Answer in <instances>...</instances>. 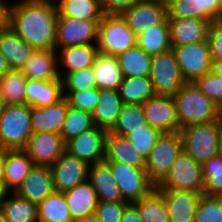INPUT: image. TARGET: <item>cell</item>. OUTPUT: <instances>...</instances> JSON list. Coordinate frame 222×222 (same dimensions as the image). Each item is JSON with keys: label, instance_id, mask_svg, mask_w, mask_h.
Instances as JSON below:
<instances>
[{"label": "cell", "instance_id": "1", "mask_svg": "<svg viewBox=\"0 0 222 222\" xmlns=\"http://www.w3.org/2000/svg\"><path fill=\"white\" fill-rule=\"evenodd\" d=\"M58 9L55 0H16L10 28L36 50H56Z\"/></svg>", "mask_w": 222, "mask_h": 222}, {"label": "cell", "instance_id": "2", "mask_svg": "<svg viewBox=\"0 0 222 222\" xmlns=\"http://www.w3.org/2000/svg\"><path fill=\"white\" fill-rule=\"evenodd\" d=\"M179 128L217 121L222 111L202 93L194 82H186L173 96Z\"/></svg>", "mask_w": 222, "mask_h": 222}, {"label": "cell", "instance_id": "3", "mask_svg": "<svg viewBox=\"0 0 222 222\" xmlns=\"http://www.w3.org/2000/svg\"><path fill=\"white\" fill-rule=\"evenodd\" d=\"M32 133L31 106L7 105L0 117V148L23 150Z\"/></svg>", "mask_w": 222, "mask_h": 222}, {"label": "cell", "instance_id": "4", "mask_svg": "<svg viewBox=\"0 0 222 222\" xmlns=\"http://www.w3.org/2000/svg\"><path fill=\"white\" fill-rule=\"evenodd\" d=\"M221 117L207 124H193L179 130L182 147L197 163L219 155Z\"/></svg>", "mask_w": 222, "mask_h": 222}, {"label": "cell", "instance_id": "5", "mask_svg": "<svg viewBox=\"0 0 222 222\" xmlns=\"http://www.w3.org/2000/svg\"><path fill=\"white\" fill-rule=\"evenodd\" d=\"M183 149L179 131L162 133L146 159L145 170L157 187L168 175L173 162Z\"/></svg>", "mask_w": 222, "mask_h": 222}, {"label": "cell", "instance_id": "6", "mask_svg": "<svg viewBox=\"0 0 222 222\" xmlns=\"http://www.w3.org/2000/svg\"><path fill=\"white\" fill-rule=\"evenodd\" d=\"M96 45L99 53L116 56L137 45V36L120 14L104 15L99 23Z\"/></svg>", "mask_w": 222, "mask_h": 222}, {"label": "cell", "instance_id": "7", "mask_svg": "<svg viewBox=\"0 0 222 222\" xmlns=\"http://www.w3.org/2000/svg\"><path fill=\"white\" fill-rule=\"evenodd\" d=\"M156 189L186 190L203 193L204 178L202 165L197 163L185 150H181L167 177Z\"/></svg>", "mask_w": 222, "mask_h": 222}, {"label": "cell", "instance_id": "8", "mask_svg": "<svg viewBox=\"0 0 222 222\" xmlns=\"http://www.w3.org/2000/svg\"><path fill=\"white\" fill-rule=\"evenodd\" d=\"M151 63L149 78L156 95L173 96L186 83L172 48L152 56Z\"/></svg>", "mask_w": 222, "mask_h": 222}, {"label": "cell", "instance_id": "9", "mask_svg": "<svg viewBox=\"0 0 222 222\" xmlns=\"http://www.w3.org/2000/svg\"><path fill=\"white\" fill-rule=\"evenodd\" d=\"M106 162L125 201L133 203L149 195L156 188L145 169L117 161Z\"/></svg>", "mask_w": 222, "mask_h": 222}, {"label": "cell", "instance_id": "10", "mask_svg": "<svg viewBox=\"0 0 222 222\" xmlns=\"http://www.w3.org/2000/svg\"><path fill=\"white\" fill-rule=\"evenodd\" d=\"M100 21L58 17L56 51L71 46L96 45Z\"/></svg>", "mask_w": 222, "mask_h": 222}, {"label": "cell", "instance_id": "11", "mask_svg": "<svg viewBox=\"0 0 222 222\" xmlns=\"http://www.w3.org/2000/svg\"><path fill=\"white\" fill-rule=\"evenodd\" d=\"M171 47L186 82H194L211 71L212 60L207 41Z\"/></svg>", "mask_w": 222, "mask_h": 222}, {"label": "cell", "instance_id": "12", "mask_svg": "<svg viewBox=\"0 0 222 222\" xmlns=\"http://www.w3.org/2000/svg\"><path fill=\"white\" fill-rule=\"evenodd\" d=\"M120 15L129 29L138 36L146 29L161 24L168 17L167 3L159 0H141Z\"/></svg>", "mask_w": 222, "mask_h": 222}, {"label": "cell", "instance_id": "13", "mask_svg": "<svg viewBox=\"0 0 222 222\" xmlns=\"http://www.w3.org/2000/svg\"><path fill=\"white\" fill-rule=\"evenodd\" d=\"M145 121L161 133L179 131L176 105L172 96L155 95L142 104Z\"/></svg>", "mask_w": 222, "mask_h": 222}, {"label": "cell", "instance_id": "14", "mask_svg": "<svg viewBox=\"0 0 222 222\" xmlns=\"http://www.w3.org/2000/svg\"><path fill=\"white\" fill-rule=\"evenodd\" d=\"M89 167L88 163L65 150L50 166L54 190L63 193L88 180Z\"/></svg>", "mask_w": 222, "mask_h": 222}, {"label": "cell", "instance_id": "15", "mask_svg": "<svg viewBox=\"0 0 222 222\" xmlns=\"http://www.w3.org/2000/svg\"><path fill=\"white\" fill-rule=\"evenodd\" d=\"M107 133L95 126L68 141L65 150L89 165L104 161Z\"/></svg>", "mask_w": 222, "mask_h": 222}, {"label": "cell", "instance_id": "16", "mask_svg": "<svg viewBox=\"0 0 222 222\" xmlns=\"http://www.w3.org/2000/svg\"><path fill=\"white\" fill-rule=\"evenodd\" d=\"M23 151L34 165L51 166L65 151V143L58 133L33 132Z\"/></svg>", "mask_w": 222, "mask_h": 222}, {"label": "cell", "instance_id": "17", "mask_svg": "<svg viewBox=\"0 0 222 222\" xmlns=\"http://www.w3.org/2000/svg\"><path fill=\"white\" fill-rule=\"evenodd\" d=\"M54 191L50 166L34 165L14 192L39 204Z\"/></svg>", "mask_w": 222, "mask_h": 222}, {"label": "cell", "instance_id": "18", "mask_svg": "<svg viewBox=\"0 0 222 222\" xmlns=\"http://www.w3.org/2000/svg\"><path fill=\"white\" fill-rule=\"evenodd\" d=\"M166 202L170 222H194L196 208L203 193L157 189Z\"/></svg>", "mask_w": 222, "mask_h": 222}, {"label": "cell", "instance_id": "19", "mask_svg": "<svg viewBox=\"0 0 222 222\" xmlns=\"http://www.w3.org/2000/svg\"><path fill=\"white\" fill-rule=\"evenodd\" d=\"M171 46L207 41L210 22L199 18H167Z\"/></svg>", "mask_w": 222, "mask_h": 222}, {"label": "cell", "instance_id": "20", "mask_svg": "<svg viewBox=\"0 0 222 222\" xmlns=\"http://www.w3.org/2000/svg\"><path fill=\"white\" fill-rule=\"evenodd\" d=\"M35 50L10 27L0 29V53L11 70H21Z\"/></svg>", "mask_w": 222, "mask_h": 222}, {"label": "cell", "instance_id": "21", "mask_svg": "<svg viewBox=\"0 0 222 222\" xmlns=\"http://www.w3.org/2000/svg\"><path fill=\"white\" fill-rule=\"evenodd\" d=\"M20 71L30 80H61L58 52L56 50H35Z\"/></svg>", "mask_w": 222, "mask_h": 222}, {"label": "cell", "instance_id": "22", "mask_svg": "<svg viewBox=\"0 0 222 222\" xmlns=\"http://www.w3.org/2000/svg\"><path fill=\"white\" fill-rule=\"evenodd\" d=\"M222 0H169L167 18H199L214 22Z\"/></svg>", "mask_w": 222, "mask_h": 222}, {"label": "cell", "instance_id": "23", "mask_svg": "<svg viewBox=\"0 0 222 222\" xmlns=\"http://www.w3.org/2000/svg\"><path fill=\"white\" fill-rule=\"evenodd\" d=\"M68 107L69 105L65 97L55 104L43 107H31V125L33 132L60 134Z\"/></svg>", "mask_w": 222, "mask_h": 222}, {"label": "cell", "instance_id": "24", "mask_svg": "<svg viewBox=\"0 0 222 222\" xmlns=\"http://www.w3.org/2000/svg\"><path fill=\"white\" fill-rule=\"evenodd\" d=\"M63 194L73 220L95 214L98 197L89 180L79 183Z\"/></svg>", "mask_w": 222, "mask_h": 222}, {"label": "cell", "instance_id": "25", "mask_svg": "<svg viewBox=\"0 0 222 222\" xmlns=\"http://www.w3.org/2000/svg\"><path fill=\"white\" fill-rule=\"evenodd\" d=\"M58 52L59 74H65L92 67L98 55L97 45H79L61 48Z\"/></svg>", "mask_w": 222, "mask_h": 222}, {"label": "cell", "instance_id": "26", "mask_svg": "<svg viewBox=\"0 0 222 222\" xmlns=\"http://www.w3.org/2000/svg\"><path fill=\"white\" fill-rule=\"evenodd\" d=\"M88 180L96 190L98 201L127 202L123 199L105 160L90 165Z\"/></svg>", "mask_w": 222, "mask_h": 222}, {"label": "cell", "instance_id": "27", "mask_svg": "<svg viewBox=\"0 0 222 222\" xmlns=\"http://www.w3.org/2000/svg\"><path fill=\"white\" fill-rule=\"evenodd\" d=\"M25 90V104L31 107L55 104L64 97L61 80L42 81L27 79Z\"/></svg>", "mask_w": 222, "mask_h": 222}, {"label": "cell", "instance_id": "28", "mask_svg": "<svg viewBox=\"0 0 222 222\" xmlns=\"http://www.w3.org/2000/svg\"><path fill=\"white\" fill-rule=\"evenodd\" d=\"M105 161H117L145 169L146 159L131 145L126 137L108 132L106 135Z\"/></svg>", "mask_w": 222, "mask_h": 222}, {"label": "cell", "instance_id": "29", "mask_svg": "<svg viewBox=\"0 0 222 222\" xmlns=\"http://www.w3.org/2000/svg\"><path fill=\"white\" fill-rule=\"evenodd\" d=\"M123 105L118 90L100 89L99 102L92 112L95 126L109 132L114 127Z\"/></svg>", "mask_w": 222, "mask_h": 222}, {"label": "cell", "instance_id": "30", "mask_svg": "<svg viewBox=\"0 0 222 222\" xmlns=\"http://www.w3.org/2000/svg\"><path fill=\"white\" fill-rule=\"evenodd\" d=\"M96 87L106 90H118L124 77L115 56L98 53L92 66Z\"/></svg>", "mask_w": 222, "mask_h": 222}, {"label": "cell", "instance_id": "31", "mask_svg": "<svg viewBox=\"0 0 222 222\" xmlns=\"http://www.w3.org/2000/svg\"><path fill=\"white\" fill-rule=\"evenodd\" d=\"M34 166L23 150H5L4 178L7 187L14 192Z\"/></svg>", "mask_w": 222, "mask_h": 222}, {"label": "cell", "instance_id": "32", "mask_svg": "<svg viewBox=\"0 0 222 222\" xmlns=\"http://www.w3.org/2000/svg\"><path fill=\"white\" fill-rule=\"evenodd\" d=\"M115 57L124 78L149 77L152 56L147 54L138 45L117 54Z\"/></svg>", "mask_w": 222, "mask_h": 222}, {"label": "cell", "instance_id": "33", "mask_svg": "<svg viewBox=\"0 0 222 222\" xmlns=\"http://www.w3.org/2000/svg\"><path fill=\"white\" fill-rule=\"evenodd\" d=\"M13 195V196H12ZM6 222H38V204L11 192L1 206Z\"/></svg>", "mask_w": 222, "mask_h": 222}, {"label": "cell", "instance_id": "34", "mask_svg": "<svg viewBox=\"0 0 222 222\" xmlns=\"http://www.w3.org/2000/svg\"><path fill=\"white\" fill-rule=\"evenodd\" d=\"M58 17L101 20L104 16L99 0H55Z\"/></svg>", "mask_w": 222, "mask_h": 222}, {"label": "cell", "instance_id": "35", "mask_svg": "<svg viewBox=\"0 0 222 222\" xmlns=\"http://www.w3.org/2000/svg\"><path fill=\"white\" fill-rule=\"evenodd\" d=\"M137 45L150 56L170 50V34L168 19L161 24L146 29L137 36Z\"/></svg>", "mask_w": 222, "mask_h": 222}, {"label": "cell", "instance_id": "36", "mask_svg": "<svg viewBox=\"0 0 222 222\" xmlns=\"http://www.w3.org/2000/svg\"><path fill=\"white\" fill-rule=\"evenodd\" d=\"M118 91L124 104H142L156 95L149 77L124 78Z\"/></svg>", "mask_w": 222, "mask_h": 222}, {"label": "cell", "instance_id": "37", "mask_svg": "<svg viewBox=\"0 0 222 222\" xmlns=\"http://www.w3.org/2000/svg\"><path fill=\"white\" fill-rule=\"evenodd\" d=\"M62 192L54 191L38 204V222H72Z\"/></svg>", "mask_w": 222, "mask_h": 222}, {"label": "cell", "instance_id": "38", "mask_svg": "<svg viewBox=\"0 0 222 222\" xmlns=\"http://www.w3.org/2000/svg\"><path fill=\"white\" fill-rule=\"evenodd\" d=\"M133 204L138 208L143 222H170L166 202L156 188Z\"/></svg>", "mask_w": 222, "mask_h": 222}, {"label": "cell", "instance_id": "39", "mask_svg": "<svg viewBox=\"0 0 222 222\" xmlns=\"http://www.w3.org/2000/svg\"><path fill=\"white\" fill-rule=\"evenodd\" d=\"M146 124L141 104H124L114 127L109 132L125 137Z\"/></svg>", "mask_w": 222, "mask_h": 222}, {"label": "cell", "instance_id": "40", "mask_svg": "<svg viewBox=\"0 0 222 222\" xmlns=\"http://www.w3.org/2000/svg\"><path fill=\"white\" fill-rule=\"evenodd\" d=\"M26 82L20 70H10L0 78V95L7 105L25 104Z\"/></svg>", "mask_w": 222, "mask_h": 222}, {"label": "cell", "instance_id": "41", "mask_svg": "<svg viewBox=\"0 0 222 222\" xmlns=\"http://www.w3.org/2000/svg\"><path fill=\"white\" fill-rule=\"evenodd\" d=\"M93 127H95V124L92 113L69 106L60 135L63 142L66 144L81 132Z\"/></svg>", "mask_w": 222, "mask_h": 222}, {"label": "cell", "instance_id": "42", "mask_svg": "<svg viewBox=\"0 0 222 222\" xmlns=\"http://www.w3.org/2000/svg\"><path fill=\"white\" fill-rule=\"evenodd\" d=\"M203 194L217 196L222 192V155L211 157L202 164Z\"/></svg>", "mask_w": 222, "mask_h": 222}, {"label": "cell", "instance_id": "43", "mask_svg": "<svg viewBox=\"0 0 222 222\" xmlns=\"http://www.w3.org/2000/svg\"><path fill=\"white\" fill-rule=\"evenodd\" d=\"M161 134L159 130L146 124L125 137L147 159Z\"/></svg>", "mask_w": 222, "mask_h": 222}, {"label": "cell", "instance_id": "44", "mask_svg": "<svg viewBox=\"0 0 222 222\" xmlns=\"http://www.w3.org/2000/svg\"><path fill=\"white\" fill-rule=\"evenodd\" d=\"M194 222H222V201L217 196L201 194Z\"/></svg>", "mask_w": 222, "mask_h": 222}, {"label": "cell", "instance_id": "45", "mask_svg": "<svg viewBox=\"0 0 222 222\" xmlns=\"http://www.w3.org/2000/svg\"><path fill=\"white\" fill-rule=\"evenodd\" d=\"M63 92H75L96 87L92 67L65 74L62 78Z\"/></svg>", "mask_w": 222, "mask_h": 222}, {"label": "cell", "instance_id": "46", "mask_svg": "<svg viewBox=\"0 0 222 222\" xmlns=\"http://www.w3.org/2000/svg\"><path fill=\"white\" fill-rule=\"evenodd\" d=\"M99 94L100 90L97 87L75 92H63L70 107L90 113L95 110L99 102Z\"/></svg>", "mask_w": 222, "mask_h": 222}, {"label": "cell", "instance_id": "47", "mask_svg": "<svg viewBox=\"0 0 222 222\" xmlns=\"http://www.w3.org/2000/svg\"><path fill=\"white\" fill-rule=\"evenodd\" d=\"M194 84L222 111V79L213 72L198 77Z\"/></svg>", "mask_w": 222, "mask_h": 222}, {"label": "cell", "instance_id": "48", "mask_svg": "<svg viewBox=\"0 0 222 222\" xmlns=\"http://www.w3.org/2000/svg\"><path fill=\"white\" fill-rule=\"evenodd\" d=\"M129 202L98 201L95 215L100 222H121L125 207Z\"/></svg>", "mask_w": 222, "mask_h": 222}, {"label": "cell", "instance_id": "49", "mask_svg": "<svg viewBox=\"0 0 222 222\" xmlns=\"http://www.w3.org/2000/svg\"><path fill=\"white\" fill-rule=\"evenodd\" d=\"M207 42L212 61L222 60V25L212 22L209 26Z\"/></svg>", "mask_w": 222, "mask_h": 222}, {"label": "cell", "instance_id": "50", "mask_svg": "<svg viewBox=\"0 0 222 222\" xmlns=\"http://www.w3.org/2000/svg\"><path fill=\"white\" fill-rule=\"evenodd\" d=\"M104 15L121 14L141 0H99Z\"/></svg>", "mask_w": 222, "mask_h": 222}, {"label": "cell", "instance_id": "51", "mask_svg": "<svg viewBox=\"0 0 222 222\" xmlns=\"http://www.w3.org/2000/svg\"><path fill=\"white\" fill-rule=\"evenodd\" d=\"M12 0L6 3L5 0H0V29L10 27Z\"/></svg>", "mask_w": 222, "mask_h": 222}, {"label": "cell", "instance_id": "52", "mask_svg": "<svg viewBox=\"0 0 222 222\" xmlns=\"http://www.w3.org/2000/svg\"><path fill=\"white\" fill-rule=\"evenodd\" d=\"M121 222H143L138 208L133 203L125 207Z\"/></svg>", "mask_w": 222, "mask_h": 222}, {"label": "cell", "instance_id": "53", "mask_svg": "<svg viewBox=\"0 0 222 222\" xmlns=\"http://www.w3.org/2000/svg\"><path fill=\"white\" fill-rule=\"evenodd\" d=\"M12 191L7 187L4 180H0V209Z\"/></svg>", "mask_w": 222, "mask_h": 222}, {"label": "cell", "instance_id": "54", "mask_svg": "<svg viewBox=\"0 0 222 222\" xmlns=\"http://www.w3.org/2000/svg\"><path fill=\"white\" fill-rule=\"evenodd\" d=\"M11 70L6 58L0 53V78Z\"/></svg>", "mask_w": 222, "mask_h": 222}, {"label": "cell", "instance_id": "55", "mask_svg": "<svg viewBox=\"0 0 222 222\" xmlns=\"http://www.w3.org/2000/svg\"><path fill=\"white\" fill-rule=\"evenodd\" d=\"M211 72L215 73L222 79V60L212 61Z\"/></svg>", "mask_w": 222, "mask_h": 222}, {"label": "cell", "instance_id": "56", "mask_svg": "<svg viewBox=\"0 0 222 222\" xmlns=\"http://www.w3.org/2000/svg\"><path fill=\"white\" fill-rule=\"evenodd\" d=\"M5 150L0 148V180L4 178Z\"/></svg>", "mask_w": 222, "mask_h": 222}, {"label": "cell", "instance_id": "57", "mask_svg": "<svg viewBox=\"0 0 222 222\" xmlns=\"http://www.w3.org/2000/svg\"><path fill=\"white\" fill-rule=\"evenodd\" d=\"M72 222H100V220L95 214H92L86 217L74 219Z\"/></svg>", "mask_w": 222, "mask_h": 222}, {"label": "cell", "instance_id": "58", "mask_svg": "<svg viewBox=\"0 0 222 222\" xmlns=\"http://www.w3.org/2000/svg\"><path fill=\"white\" fill-rule=\"evenodd\" d=\"M214 22L217 23V24L222 25V1H221L220 6H219V9L217 11V14L214 18Z\"/></svg>", "mask_w": 222, "mask_h": 222}, {"label": "cell", "instance_id": "59", "mask_svg": "<svg viewBox=\"0 0 222 222\" xmlns=\"http://www.w3.org/2000/svg\"><path fill=\"white\" fill-rule=\"evenodd\" d=\"M6 107H7V103L5 102V100L0 95V117L4 113V110L6 109Z\"/></svg>", "mask_w": 222, "mask_h": 222}, {"label": "cell", "instance_id": "60", "mask_svg": "<svg viewBox=\"0 0 222 222\" xmlns=\"http://www.w3.org/2000/svg\"><path fill=\"white\" fill-rule=\"evenodd\" d=\"M219 155H222V116H221V125H220V135H219Z\"/></svg>", "mask_w": 222, "mask_h": 222}, {"label": "cell", "instance_id": "61", "mask_svg": "<svg viewBox=\"0 0 222 222\" xmlns=\"http://www.w3.org/2000/svg\"><path fill=\"white\" fill-rule=\"evenodd\" d=\"M0 222H6L3 214L0 212Z\"/></svg>", "mask_w": 222, "mask_h": 222}, {"label": "cell", "instance_id": "62", "mask_svg": "<svg viewBox=\"0 0 222 222\" xmlns=\"http://www.w3.org/2000/svg\"><path fill=\"white\" fill-rule=\"evenodd\" d=\"M217 197L222 201V192H220Z\"/></svg>", "mask_w": 222, "mask_h": 222}, {"label": "cell", "instance_id": "63", "mask_svg": "<svg viewBox=\"0 0 222 222\" xmlns=\"http://www.w3.org/2000/svg\"><path fill=\"white\" fill-rule=\"evenodd\" d=\"M159 1H163V2H166V3H167L169 0H159Z\"/></svg>", "mask_w": 222, "mask_h": 222}]
</instances>
